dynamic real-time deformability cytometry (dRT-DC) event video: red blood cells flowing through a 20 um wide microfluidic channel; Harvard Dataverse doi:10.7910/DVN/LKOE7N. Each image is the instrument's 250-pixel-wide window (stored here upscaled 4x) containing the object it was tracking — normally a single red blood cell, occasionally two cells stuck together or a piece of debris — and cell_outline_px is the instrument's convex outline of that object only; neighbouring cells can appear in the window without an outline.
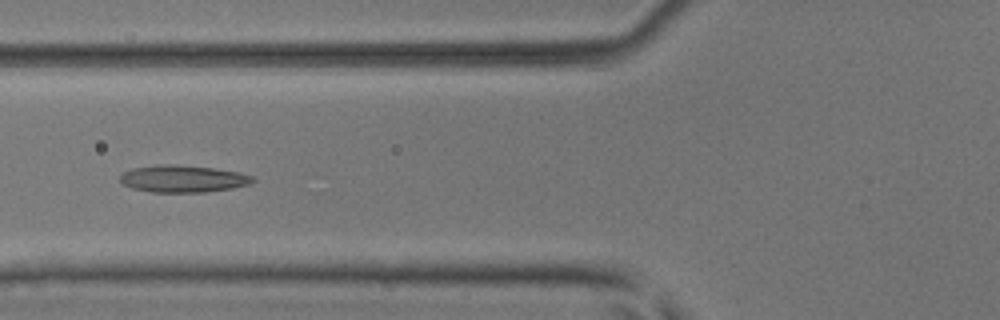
{"species": "common noctule bat (a hibernating species)", "species_latin": "Nyctalus noctula", "temperature_condition": "room temperature", "stored_images_in_passage": 7, "camera_frame_rate_fps": 3000, "um_per_image_px": 0.085, "animal": {"sex": "male", "body_mass_g": 17.9, "forearm_length_mm": 54.2}, "frame": {"image": 1, "passage_image": 6, "time_ms": 1.667, "image_size_px": [1000, 320], "cell_outline_px": [[256, 180], [252, 184], [232, 188], [204, 192], [152, 192], [132, 188], [120, 184], [120, 176], [124, 172], [132, 168], [156, 164], [176, 164], [212, 168], [240, 172], [252, 176]], "centroid_in_image_um": [15.54, 15.19], "position_along_channel_um": 110.3, "area_um2": 21.15}}
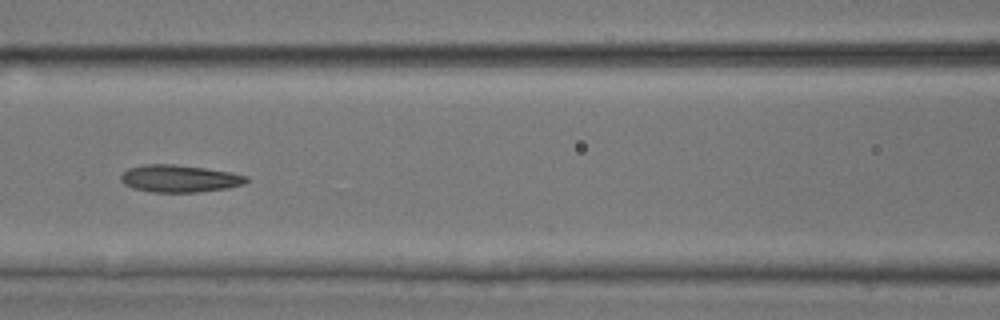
{"frame": {"image": 2, "passage_image": 7, "time_ms": 2.0, "image_size_px": [1000, 320], "cell_outline_px": [[248, 180], [244, 184], [228, 188], [200, 192], [152, 192], [132, 188], [124, 184], [120, 180], [120, 176], [128, 168], [144, 164], [172, 164], [204, 168], [232, 172], [248, 176]], "centroid_in_image_um": [15.25, 15.18], "position_along_channel_um": 151.3, "area_um2": 20.06}}